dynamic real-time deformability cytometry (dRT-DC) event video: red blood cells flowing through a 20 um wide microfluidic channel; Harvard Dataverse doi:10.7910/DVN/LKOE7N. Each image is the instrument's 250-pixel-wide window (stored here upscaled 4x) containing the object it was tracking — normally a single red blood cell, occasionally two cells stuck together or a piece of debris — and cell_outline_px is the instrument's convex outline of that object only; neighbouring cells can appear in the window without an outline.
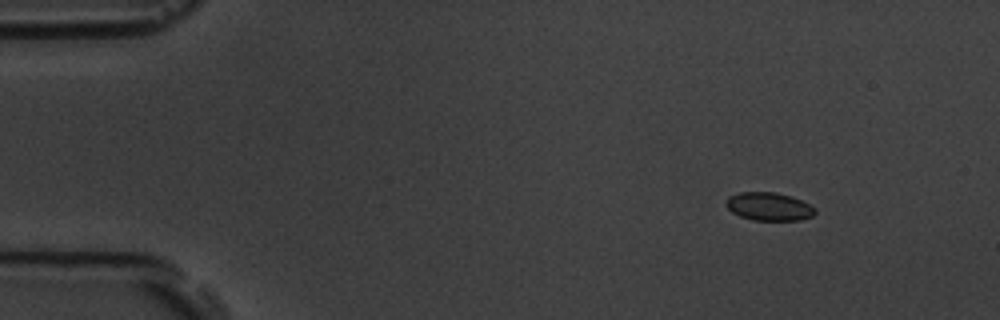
{"species": "common noctule bat (a hibernating species)", "species_latin": "Nyctalus noctula", "temperature_condition": "room temperature", "stored_images_in_passage": 4, "camera_frame_rate_fps": 3000, "um_per_image_px": 0.085, "animal": {"sex": "male", "body_mass_g": 19.5, "forearm_length_mm": 54.6}, "frame": {"image": 1, "passage_image": 2, "time_ms": 1.333, "image_size_px": [1000, 320], "cell_outline_px": [[816, 212], [812, 216], [800, 220], [752, 220], [740, 216], [732, 212], [724, 204], [724, 200], [728, 196], [740, 192], [776, 192], [792, 196], [816, 208]], "centroid_in_image_um": [65.33, 17.55], "position_along_channel_um": 19.7, "area_um2": 14.74}}